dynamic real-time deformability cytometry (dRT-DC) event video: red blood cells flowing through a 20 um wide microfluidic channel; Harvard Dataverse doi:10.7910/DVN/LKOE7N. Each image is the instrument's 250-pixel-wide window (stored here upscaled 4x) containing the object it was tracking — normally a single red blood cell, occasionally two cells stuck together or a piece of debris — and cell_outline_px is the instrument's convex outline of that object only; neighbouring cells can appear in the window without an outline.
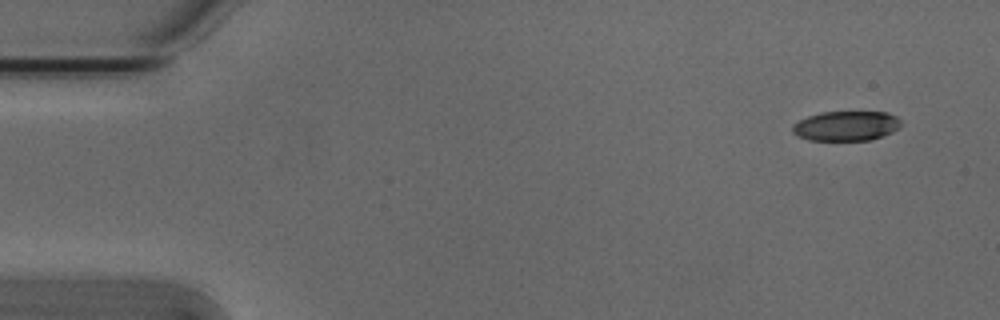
{"species": "Egyptian fruit bat (a non-hibernating species)", "species_latin": "Rousettus aegyptiacus", "temperature_condition": "cold", "stored_images_in_passage": 51, "camera_frame_rate_fps": 3000, "um_per_image_px": 0.085, "animal": {"sex": "male"}, "frame": {"image": 1, "passage_image": 1, "time_ms": 0.0, "image_size_px": [1000, 320], "cell_outline_px": [[904, 124], [892, 132], [872, 140], [808, 140], [796, 136], [792, 132], [792, 124], [808, 116], [820, 112], [884, 112], [896, 116]], "centroid_in_image_um": [71.92, 10.71], "position_along_channel_um": 13.1, "area_um2": 18.96}}
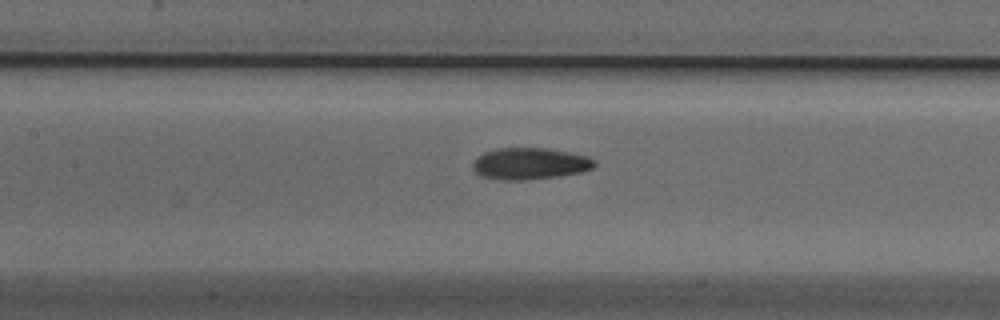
{"frame": {"image": 2, "passage_image": 22, "time_ms": 7.0, "image_size_px": [1000, 320], "cell_outline_px": [[596, 164], [592, 168], [580, 172], [556, 176], [524, 180], [508, 180], [480, 176], [472, 168], [472, 164], [476, 156], [484, 152], [500, 148], [548, 148], [588, 156], [596, 160]], "centroid_in_image_um": [45.02, 13.9], "position_along_channel_um": 162.4, "area_um2": 22.37}}
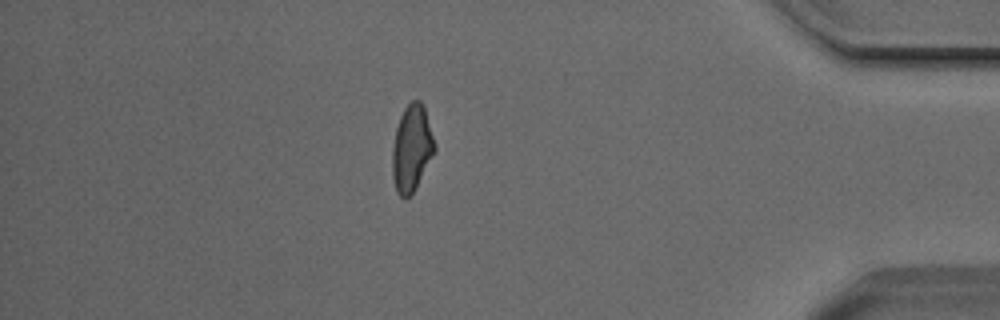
{"frame": {"image": 3, "passage_image": 44, "time_ms": 14.333, "image_size_px": [1000, 320], "cell_outline_px": [[436, 148], [416, 188], [404, 200], [396, 192], [392, 176], [392, 148], [396, 128], [400, 116], [404, 108], [412, 100], [420, 100], [424, 108]], "centroid_in_image_um": [34.96, 12.63], "position_along_channel_um": 400.2, "area_um2": 21.1}, "authors_computed_cell_mechanics": {"area_um2": 21.2704, "velocity_mm_per_s": 3.8133, "shape_relaxation_time_tau1_ms": 4.4816, "shape_relaxation_time_tau2_ms": 6.4814, "deformation_change_tau1": 0.153, "deformation_change_tau2": 0.1241}}